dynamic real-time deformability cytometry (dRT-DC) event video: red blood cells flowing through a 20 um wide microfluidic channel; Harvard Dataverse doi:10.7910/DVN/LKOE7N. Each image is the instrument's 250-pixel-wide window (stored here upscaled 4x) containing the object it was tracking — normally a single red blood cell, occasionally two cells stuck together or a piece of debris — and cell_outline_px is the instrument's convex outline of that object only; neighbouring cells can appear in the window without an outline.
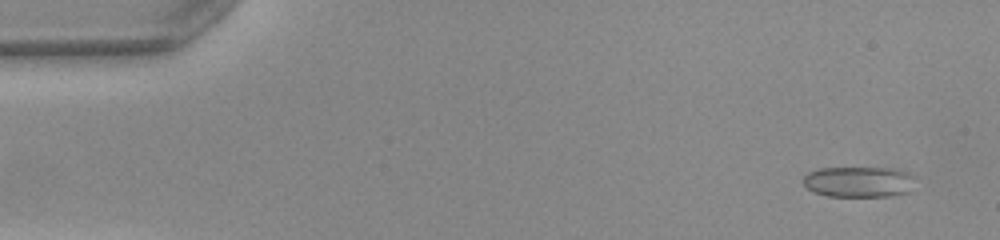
{"species": "common noctule bat (a hibernating species)", "species_latin": "Nyctalus noctula", "temperature_condition": "warm", "stored_images_in_passage": 51, "camera_frame_rate_fps": 3000, "um_per_image_px": 0.085, "animal": {"sex": "female", "body_mass_g": 22.0, "forearm_length_mm": 56.7}, "frame": {"image": 1, "passage_image": 3, "time_ms": 0.667, "image_size_px": [1000, 240], "cell_outline_px": [[916, 176], [912, 192], [892, 196], [828, 196], [816, 192], [808, 188], [804, 184], [804, 176], [808, 172], [820, 168], [900, 168]], "centroid_in_image_um": [73.11, 15.45], "position_along_channel_um": 11.9, "area_um2": 20.4}}
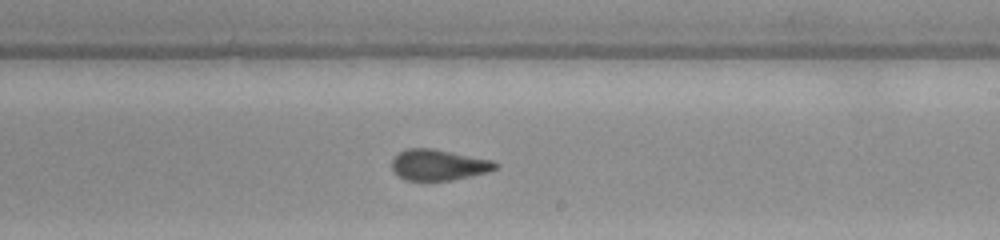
{"frame": {"image": 2, "passage_image": 30, "time_ms": 9.667, "image_size_px": [1000, 240], "cell_outline_px": [[496, 168], [488, 172], [452, 180], [408, 180], [400, 176], [392, 168], [392, 160], [404, 148], [432, 148], [492, 160], [496, 164]], "centroid_in_image_um": [37.27, 14.0], "position_along_channel_um": 251.7, "area_um2": 18.32}}
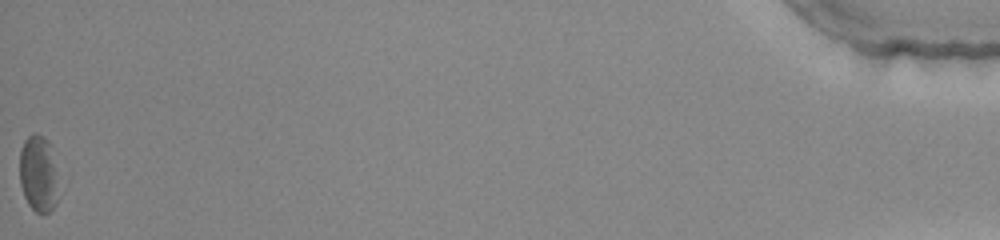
{"frame": {"image": 3, "passage_image": 51, "time_ms": 16.667, "image_size_px": [1000, 240], "cell_outline_px": [[56, 204], [44, 216], [36, 212], [28, 204], [24, 196], [20, 184], [20, 148], [24, 140], [32, 132], [36, 132], [48, 144], [52, 168], [56, 200]], "centroid_in_image_um": [3.16, 14.82], "position_along_channel_um": 432.0, "area_um2": 16.24}, "authors_computed_cell_mechanics": {"area_um2": 19.074, "velocity_mm_per_s": 4.0225, "shape_relaxation_time_tau1_ms": 9.9216, "shape_relaxation_time_tau2_ms": 1.4511, "deformation_change_tau1": 0.2001, "deformation_change_tau2": 0.0768}}